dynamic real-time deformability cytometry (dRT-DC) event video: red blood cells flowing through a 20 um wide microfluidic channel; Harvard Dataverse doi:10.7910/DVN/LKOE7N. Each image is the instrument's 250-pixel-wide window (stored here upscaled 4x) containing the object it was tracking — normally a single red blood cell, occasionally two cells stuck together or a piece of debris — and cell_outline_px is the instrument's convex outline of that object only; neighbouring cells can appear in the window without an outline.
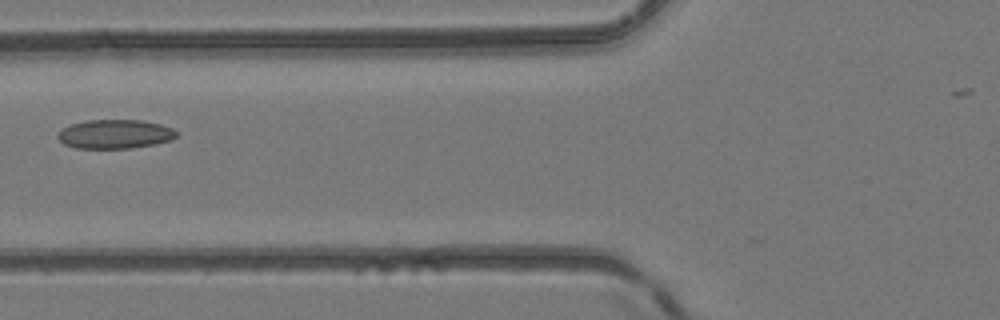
{"species": "common noctule bat (a hibernating species)", "species_latin": "Nyctalus noctula", "temperature_condition": "room temperature", "stored_images_in_passage": 4, "camera_frame_rate_fps": 3000, "um_per_image_px": 0.085, "animal": {"sex": "female", "body_mass_g": 24.6, "forearm_length_mm": 56.2}, "frame": {"image": 1, "passage_image": 4, "time_ms": 1.0, "image_size_px": [1000, 320], "cell_outline_px": [[180, 132], [172, 140], [152, 144], [128, 148], [76, 148], [64, 144], [56, 136], [56, 132], [60, 128], [84, 120], [140, 120], [160, 124], [172, 128]], "centroid_in_image_um": [9.73, 11.39], "position_along_channel_um": 116.1, "area_um2": 20.17}}